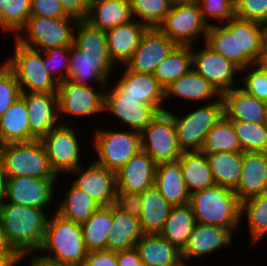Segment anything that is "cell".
Segmentation results:
<instances>
[{
	"label": "cell",
	"mask_w": 267,
	"mask_h": 266,
	"mask_svg": "<svg viewBox=\"0 0 267 266\" xmlns=\"http://www.w3.org/2000/svg\"><path fill=\"white\" fill-rule=\"evenodd\" d=\"M47 219L44 209L6 201L0 206V221L6 239L11 248L23 258L40 250L45 238Z\"/></svg>",
	"instance_id": "cell-1"
},
{
	"label": "cell",
	"mask_w": 267,
	"mask_h": 266,
	"mask_svg": "<svg viewBox=\"0 0 267 266\" xmlns=\"http://www.w3.org/2000/svg\"><path fill=\"white\" fill-rule=\"evenodd\" d=\"M38 252L43 255L37 257L52 264L83 266L88 250L81 224L64 219L54 212L47 219L45 238Z\"/></svg>",
	"instance_id": "cell-2"
},
{
	"label": "cell",
	"mask_w": 267,
	"mask_h": 266,
	"mask_svg": "<svg viewBox=\"0 0 267 266\" xmlns=\"http://www.w3.org/2000/svg\"><path fill=\"white\" fill-rule=\"evenodd\" d=\"M189 204L198 223L228 228L232 233L242 223L241 203L234 189L216 184L192 193Z\"/></svg>",
	"instance_id": "cell-3"
},
{
	"label": "cell",
	"mask_w": 267,
	"mask_h": 266,
	"mask_svg": "<svg viewBox=\"0 0 267 266\" xmlns=\"http://www.w3.org/2000/svg\"><path fill=\"white\" fill-rule=\"evenodd\" d=\"M0 161L7 177L58 178L41 140L0 146Z\"/></svg>",
	"instance_id": "cell-4"
},
{
	"label": "cell",
	"mask_w": 267,
	"mask_h": 266,
	"mask_svg": "<svg viewBox=\"0 0 267 266\" xmlns=\"http://www.w3.org/2000/svg\"><path fill=\"white\" fill-rule=\"evenodd\" d=\"M14 55L5 64L14 72L21 93H57L59 83L45 69L43 51L24 46L14 39Z\"/></svg>",
	"instance_id": "cell-5"
},
{
	"label": "cell",
	"mask_w": 267,
	"mask_h": 266,
	"mask_svg": "<svg viewBox=\"0 0 267 266\" xmlns=\"http://www.w3.org/2000/svg\"><path fill=\"white\" fill-rule=\"evenodd\" d=\"M77 22L78 20L73 17L30 16L14 37L20 44L39 51L59 46H72Z\"/></svg>",
	"instance_id": "cell-6"
},
{
	"label": "cell",
	"mask_w": 267,
	"mask_h": 266,
	"mask_svg": "<svg viewBox=\"0 0 267 266\" xmlns=\"http://www.w3.org/2000/svg\"><path fill=\"white\" fill-rule=\"evenodd\" d=\"M174 118L178 143L183 152L201 151L207 132L224 115L223 99L201 104L198 109L178 116L168 111Z\"/></svg>",
	"instance_id": "cell-7"
},
{
	"label": "cell",
	"mask_w": 267,
	"mask_h": 266,
	"mask_svg": "<svg viewBox=\"0 0 267 266\" xmlns=\"http://www.w3.org/2000/svg\"><path fill=\"white\" fill-rule=\"evenodd\" d=\"M93 148L98 159L93 160L104 168L117 172L142 149L141 133L137 131L101 130L93 137Z\"/></svg>",
	"instance_id": "cell-8"
},
{
	"label": "cell",
	"mask_w": 267,
	"mask_h": 266,
	"mask_svg": "<svg viewBox=\"0 0 267 266\" xmlns=\"http://www.w3.org/2000/svg\"><path fill=\"white\" fill-rule=\"evenodd\" d=\"M141 145L157 165L180 159L183 151L178 143L174 118L169 112H160L141 132Z\"/></svg>",
	"instance_id": "cell-9"
},
{
	"label": "cell",
	"mask_w": 267,
	"mask_h": 266,
	"mask_svg": "<svg viewBox=\"0 0 267 266\" xmlns=\"http://www.w3.org/2000/svg\"><path fill=\"white\" fill-rule=\"evenodd\" d=\"M93 86L76 84L67 79L59 83L57 92L58 117L61 124H72L73 116L83 118L104 111L106 88L96 91L95 86ZM64 113L71 114L72 117L63 120L61 115Z\"/></svg>",
	"instance_id": "cell-10"
},
{
	"label": "cell",
	"mask_w": 267,
	"mask_h": 266,
	"mask_svg": "<svg viewBox=\"0 0 267 266\" xmlns=\"http://www.w3.org/2000/svg\"><path fill=\"white\" fill-rule=\"evenodd\" d=\"M158 28L179 46H195L193 43L201 34L206 41L208 25L202 19L198 2L178 3L172 4Z\"/></svg>",
	"instance_id": "cell-11"
},
{
	"label": "cell",
	"mask_w": 267,
	"mask_h": 266,
	"mask_svg": "<svg viewBox=\"0 0 267 266\" xmlns=\"http://www.w3.org/2000/svg\"><path fill=\"white\" fill-rule=\"evenodd\" d=\"M51 169L56 175L68 174L81 166V146L70 124L59 123L41 139ZM81 163V164H80Z\"/></svg>",
	"instance_id": "cell-12"
},
{
	"label": "cell",
	"mask_w": 267,
	"mask_h": 266,
	"mask_svg": "<svg viewBox=\"0 0 267 266\" xmlns=\"http://www.w3.org/2000/svg\"><path fill=\"white\" fill-rule=\"evenodd\" d=\"M123 75L110 89L117 97L136 100L140 104L154 105L160 112L167 111L163 107L165 89L160 85L153 74L130 71L125 65Z\"/></svg>",
	"instance_id": "cell-13"
},
{
	"label": "cell",
	"mask_w": 267,
	"mask_h": 266,
	"mask_svg": "<svg viewBox=\"0 0 267 266\" xmlns=\"http://www.w3.org/2000/svg\"><path fill=\"white\" fill-rule=\"evenodd\" d=\"M192 48V68L222 95L236 86V74L240 69L221 54L215 52L206 43L204 48ZM235 76V77H234Z\"/></svg>",
	"instance_id": "cell-14"
},
{
	"label": "cell",
	"mask_w": 267,
	"mask_h": 266,
	"mask_svg": "<svg viewBox=\"0 0 267 266\" xmlns=\"http://www.w3.org/2000/svg\"><path fill=\"white\" fill-rule=\"evenodd\" d=\"M56 179L58 178L7 177L6 202L45 210L55 197Z\"/></svg>",
	"instance_id": "cell-15"
},
{
	"label": "cell",
	"mask_w": 267,
	"mask_h": 266,
	"mask_svg": "<svg viewBox=\"0 0 267 266\" xmlns=\"http://www.w3.org/2000/svg\"><path fill=\"white\" fill-rule=\"evenodd\" d=\"M177 46L159 28H148L125 66L133 72L154 74L157 65Z\"/></svg>",
	"instance_id": "cell-16"
},
{
	"label": "cell",
	"mask_w": 267,
	"mask_h": 266,
	"mask_svg": "<svg viewBox=\"0 0 267 266\" xmlns=\"http://www.w3.org/2000/svg\"><path fill=\"white\" fill-rule=\"evenodd\" d=\"M68 174L76 176L72 184L85 191L100 206L114 205L117 191L116 172L93 161L87 169H83L81 165Z\"/></svg>",
	"instance_id": "cell-17"
},
{
	"label": "cell",
	"mask_w": 267,
	"mask_h": 266,
	"mask_svg": "<svg viewBox=\"0 0 267 266\" xmlns=\"http://www.w3.org/2000/svg\"><path fill=\"white\" fill-rule=\"evenodd\" d=\"M233 234L228 228L197 222L181 251L183 263H187L192 258L212 255L225 246L229 247Z\"/></svg>",
	"instance_id": "cell-18"
},
{
	"label": "cell",
	"mask_w": 267,
	"mask_h": 266,
	"mask_svg": "<svg viewBox=\"0 0 267 266\" xmlns=\"http://www.w3.org/2000/svg\"><path fill=\"white\" fill-rule=\"evenodd\" d=\"M26 103L31 136L41 140L59 122L57 93H21Z\"/></svg>",
	"instance_id": "cell-19"
},
{
	"label": "cell",
	"mask_w": 267,
	"mask_h": 266,
	"mask_svg": "<svg viewBox=\"0 0 267 266\" xmlns=\"http://www.w3.org/2000/svg\"><path fill=\"white\" fill-rule=\"evenodd\" d=\"M105 92L104 112L110 111L130 130L141 133L160 113L154 105L140 104L136 100L117 97L108 85Z\"/></svg>",
	"instance_id": "cell-20"
},
{
	"label": "cell",
	"mask_w": 267,
	"mask_h": 266,
	"mask_svg": "<svg viewBox=\"0 0 267 266\" xmlns=\"http://www.w3.org/2000/svg\"><path fill=\"white\" fill-rule=\"evenodd\" d=\"M157 164L142 149L116 172L117 191L143 193L154 186Z\"/></svg>",
	"instance_id": "cell-21"
},
{
	"label": "cell",
	"mask_w": 267,
	"mask_h": 266,
	"mask_svg": "<svg viewBox=\"0 0 267 266\" xmlns=\"http://www.w3.org/2000/svg\"><path fill=\"white\" fill-rule=\"evenodd\" d=\"M234 192L240 203L267 192V153L242 152V172Z\"/></svg>",
	"instance_id": "cell-22"
},
{
	"label": "cell",
	"mask_w": 267,
	"mask_h": 266,
	"mask_svg": "<svg viewBox=\"0 0 267 266\" xmlns=\"http://www.w3.org/2000/svg\"><path fill=\"white\" fill-rule=\"evenodd\" d=\"M222 99L223 113L228 120L267 123V103L246 92L242 86L223 93Z\"/></svg>",
	"instance_id": "cell-23"
},
{
	"label": "cell",
	"mask_w": 267,
	"mask_h": 266,
	"mask_svg": "<svg viewBox=\"0 0 267 266\" xmlns=\"http://www.w3.org/2000/svg\"><path fill=\"white\" fill-rule=\"evenodd\" d=\"M147 29V26L132 19L106 31L109 55L116 65H125L132 57Z\"/></svg>",
	"instance_id": "cell-24"
},
{
	"label": "cell",
	"mask_w": 267,
	"mask_h": 266,
	"mask_svg": "<svg viewBox=\"0 0 267 266\" xmlns=\"http://www.w3.org/2000/svg\"><path fill=\"white\" fill-rule=\"evenodd\" d=\"M75 31L73 46L84 55L88 63L115 64L109 55L106 31L86 20H78Z\"/></svg>",
	"instance_id": "cell-25"
},
{
	"label": "cell",
	"mask_w": 267,
	"mask_h": 266,
	"mask_svg": "<svg viewBox=\"0 0 267 266\" xmlns=\"http://www.w3.org/2000/svg\"><path fill=\"white\" fill-rule=\"evenodd\" d=\"M265 24L236 17L237 67L259 63Z\"/></svg>",
	"instance_id": "cell-26"
},
{
	"label": "cell",
	"mask_w": 267,
	"mask_h": 266,
	"mask_svg": "<svg viewBox=\"0 0 267 266\" xmlns=\"http://www.w3.org/2000/svg\"><path fill=\"white\" fill-rule=\"evenodd\" d=\"M134 248L143 266H180L183 263L181 251L160 234H144Z\"/></svg>",
	"instance_id": "cell-27"
},
{
	"label": "cell",
	"mask_w": 267,
	"mask_h": 266,
	"mask_svg": "<svg viewBox=\"0 0 267 266\" xmlns=\"http://www.w3.org/2000/svg\"><path fill=\"white\" fill-rule=\"evenodd\" d=\"M154 186L172 206L190 203L191 194L183 179L179 161L158 164L155 170Z\"/></svg>",
	"instance_id": "cell-28"
},
{
	"label": "cell",
	"mask_w": 267,
	"mask_h": 266,
	"mask_svg": "<svg viewBox=\"0 0 267 266\" xmlns=\"http://www.w3.org/2000/svg\"><path fill=\"white\" fill-rule=\"evenodd\" d=\"M172 96L201 103L222 97L216 88L193 68L165 88V100H170Z\"/></svg>",
	"instance_id": "cell-29"
},
{
	"label": "cell",
	"mask_w": 267,
	"mask_h": 266,
	"mask_svg": "<svg viewBox=\"0 0 267 266\" xmlns=\"http://www.w3.org/2000/svg\"><path fill=\"white\" fill-rule=\"evenodd\" d=\"M34 140L30 133L26 103L24 98L20 96L0 117V146Z\"/></svg>",
	"instance_id": "cell-30"
},
{
	"label": "cell",
	"mask_w": 267,
	"mask_h": 266,
	"mask_svg": "<svg viewBox=\"0 0 267 266\" xmlns=\"http://www.w3.org/2000/svg\"><path fill=\"white\" fill-rule=\"evenodd\" d=\"M132 19L130 0H91L86 21L107 31Z\"/></svg>",
	"instance_id": "cell-31"
},
{
	"label": "cell",
	"mask_w": 267,
	"mask_h": 266,
	"mask_svg": "<svg viewBox=\"0 0 267 266\" xmlns=\"http://www.w3.org/2000/svg\"><path fill=\"white\" fill-rule=\"evenodd\" d=\"M116 64H91L73 45L70 46V64L67 80L76 84L90 85L92 82L98 88H107L108 80ZM110 75V76H109ZM92 80V81H91ZM97 82V83H96Z\"/></svg>",
	"instance_id": "cell-32"
},
{
	"label": "cell",
	"mask_w": 267,
	"mask_h": 266,
	"mask_svg": "<svg viewBox=\"0 0 267 266\" xmlns=\"http://www.w3.org/2000/svg\"><path fill=\"white\" fill-rule=\"evenodd\" d=\"M112 227L107 240V250L118 252L134 248L145 234L140 220L120 211L112 205Z\"/></svg>",
	"instance_id": "cell-33"
},
{
	"label": "cell",
	"mask_w": 267,
	"mask_h": 266,
	"mask_svg": "<svg viewBox=\"0 0 267 266\" xmlns=\"http://www.w3.org/2000/svg\"><path fill=\"white\" fill-rule=\"evenodd\" d=\"M142 210L140 223L145 234H159L169 216L172 205L155 186L140 193Z\"/></svg>",
	"instance_id": "cell-34"
},
{
	"label": "cell",
	"mask_w": 267,
	"mask_h": 266,
	"mask_svg": "<svg viewBox=\"0 0 267 266\" xmlns=\"http://www.w3.org/2000/svg\"><path fill=\"white\" fill-rule=\"evenodd\" d=\"M178 161L190 194L216 185L206 154L201 151L183 152Z\"/></svg>",
	"instance_id": "cell-35"
},
{
	"label": "cell",
	"mask_w": 267,
	"mask_h": 266,
	"mask_svg": "<svg viewBox=\"0 0 267 266\" xmlns=\"http://www.w3.org/2000/svg\"><path fill=\"white\" fill-rule=\"evenodd\" d=\"M196 223L190 204L172 206L165 226L159 234L182 251Z\"/></svg>",
	"instance_id": "cell-36"
},
{
	"label": "cell",
	"mask_w": 267,
	"mask_h": 266,
	"mask_svg": "<svg viewBox=\"0 0 267 266\" xmlns=\"http://www.w3.org/2000/svg\"><path fill=\"white\" fill-rule=\"evenodd\" d=\"M112 223V205H110L100 206L88 221L81 224L88 252L107 250Z\"/></svg>",
	"instance_id": "cell-37"
},
{
	"label": "cell",
	"mask_w": 267,
	"mask_h": 266,
	"mask_svg": "<svg viewBox=\"0 0 267 266\" xmlns=\"http://www.w3.org/2000/svg\"><path fill=\"white\" fill-rule=\"evenodd\" d=\"M65 198L60 201L56 213L64 219L83 224L100 207L85 191L70 185Z\"/></svg>",
	"instance_id": "cell-38"
},
{
	"label": "cell",
	"mask_w": 267,
	"mask_h": 266,
	"mask_svg": "<svg viewBox=\"0 0 267 266\" xmlns=\"http://www.w3.org/2000/svg\"><path fill=\"white\" fill-rule=\"evenodd\" d=\"M217 185L235 189L242 172V152L206 154Z\"/></svg>",
	"instance_id": "cell-39"
},
{
	"label": "cell",
	"mask_w": 267,
	"mask_h": 266,
	"mask_svg": "<svg viewBox=\"0 0 267 266\" xmlns=\"http://www.w3.org/2000/svg\"><path fill=\"white\" fill-rule=\"evenodd\" d=\"M192 69V46H177L156 68L154 77L165 89Z\"/></svg>",
	"instance_id": "cell-40"
},
{
	"label": "cell",
	"mask_w": 267,
	"mask_h": 266,
	"mask_svg": "<svg viewBox=\"0 0 267 266\" xmlns=\"http://www.w3.org/2000/svg\"><path fill=\"white\" fill-rule=\"evenodd\" d=\"M201 152L204 154L218 152H243L233 127V123L224 115L207 132Z\"/></svg>",
	"instance_id": "cell-41"
},
{
	"label": "cell",
	"mask_w": 267,
	"mask_h": 266,
	"mask_svg": "<svg viewBox=\"0 0 267 266\" xmlns=\"http://www.w3.org/2000/svg\"><path fill=\"white\" fill-rule=\"evenodd\" d=\"M205 43L237 66L236 16L222 26H208Z\"/></svg>",
	"instance_id": "cell-42"
},
{
	"label": "cell",
	"mask_w": 267,
	"mask_h": 266,
	"mask_svg": "<svg viewBox=\"0 0 267 266\" xmlns=\"http://www.w3.org/2000/svg\"><path fill=\"white\" fill-rule=\"evenodd\" d=\"M241 218L246 215L251 237V246L267 234V192L241 203Z\"/></svg>",
	"instance_id": "cell-43"
},
{
	"label": "cell",
	"mask_w": 267,
	"mask_h": 266,
	"mask_svg": "<svg viewBox=\"0 0 267 266\" xmlns=\"http://www.w3.org/2000/svg\"><path fill=\"white\" fill-rule=\"evenodd\" d=\"M130 3L132 18L148 28H158L172 7L171 0H130Z\"/></svg>",
	"instance_id": "cell-44"
},
{
	"label": "cell",
	"mask_w": 267,
	"mask_h": 266,
	"mask_svg": "<svg viewBox=\"0 0 267 266\" xmlns=\"http://www.w3.org/2000/svg\"><path fill=\"white\" fill-rule=\"evenodd\" d=\"M31 16V0H0V27L15 36Z\"/></svg>",
	"instance_id": "cell-45"
},
{
	"label": "cell",
	"mask_w": 267,
	"mask_h": 266,
	"mask_svg": "<svg viewBox=\"0 0 267 266\" xmlns=\"http://www.w3.org/2000/svg\"><path fill=\"white\" fill-rule=\"evenodd\" d=\"M233 123L243 152L267 153V124H256L240 120Z\"/></svg>",
	"instance_id": "cell-46"
},
{
	"label": "cell",
	"mask_w": 267,
	"mask_h": 266,
	"mask_svg": "<svg viewBox=\"0 0 267 266\" xmlns=\"http://www.w3.org/2000/svg\"><path fill=\"white\" fill-rule=\"evenodd\" d=\"M243 71L248 72L239 77V86L241 83L246 92L267 103V69L261 63H253L240 70Z\"/></svg>",
	"instance_id": "cell-47"
},
{
	"label": "cell",
	"mask_w": 267,
	"mask_h": 266,
	"mask_svg": "<svg viewBox=\"0 0 267 266\" xmlns=\"http://www.w3.org/2000/svg\"><path fill=\"white\" fill-rule=\"evenodd\" d=\"M43 63L45 69L58 83L67 79L70 64V46H59L43 51Z\"/></svg>",
	"instance_id": "cell-48"
},
{
	"label": "cell",
	"mask_w": 267,
	"mask_h": 266,
	"mask_svg": "<svg viewBox=\"0 0 267 266\" xmlns=\"http://www.w3.org/2000/svg\"><path fill=\"white\" fill-rule=\"evenodd\" d=\"M198 4L208 26L216 24L209 22L212 19L222 25L235 16V0H198Z\"/></svg>",
	"instance_id": "cell-49"
},
{
	"label": "cell",
	"mask_w": 267,
	"mask_h": 266,
	"mask_svg": "<svg viewBox=\"0 0 267 266\" xmlns=\"http://www.w3.org/2000/svg\"><path fill=\"white\" fill-rule=\"evenodd\" d=\"M20 96L21 91L14 72L5 62H2L0 64V117Z\"/></svg>",
	"instance_id": "cell-50"
},
{
	"label": "cell",
	"mask_w": 267,
	"mask_h": 266,
	"mask_svg": "<svg viewBox=\"0 0 267 266\" xmlns=\"http://www.w3.org/2000/svg\"><path fill=\"white\" fill-rule=\"evenodd\" d=\"M235 16L267 24V0H235Z\"/></svg>",
	"instance_id": "cell-51"
},
{
	"label": "cell",
	"mask_w": 267,
	"mask_h": 266,
	"mask_svg": "<svg viewBox=\"0 0 267 266\" xmlns=\"http://www.w3.org/2000/svg\"><path fill=\"white\" fill-rule=\"evenodd\" d=\"M114 206L129 216L140 218L142 205L139 193L116 191Z\"/></svg>",
	"instance_id": "cell-52"
},
{
	"label": "cell",
	"mask_w": 267,
	"mask_h": 266,
	"mask_svg": "<svg viewBox=\"0 0 267 266\" xmlns=\"http://www.w3.org/2000/svg\"><path fill=\"white\" fill-rule=\"evenodd\" d=\"M31 16L65 18L68 16L60 0H31Z\"/></svg>",
	"instance_id": "cell-53"
},
{
	"label": "cell",
	"mask_w": 267,
	"mask_h": 266,
	"mask_svg": "<svg viewBox=\"0 0 267 266\" xmlns=\"http://www.w3.org/2000/svg\"><path fill=\"white\" fill-rule=\"evenodd\" d=\"M83 266H118L117 252L110 250L88 252Z\"/></svg>",
	"instance_id": "cell-54"
},
{
	"label": "cell",
	"mask_w": 267,
	"mask_h": 266,
	"mask_svg": "<svg viewBox=\"0 0 267 266\" xmlns=\"http://www.w3.org/2000/svg\"><path fill=\"white\" fill-rule=\"evenodd\" d=\"M65 13L77 20H86L91 0H60Z\"/></svg>",
	"instance_id": "cell-55"
},
{
	"label": "cell",
	"mask_w": 267,
	"mask_h": 266,
	"mask_svg": "<svg viewBox=\"0 0 267 266\" xmlns=\"http://www.w3.org/2000/svg\"><path fill=\"white\" fill-rule=\"evenodd\" d=\"M118 266H143L135 248L117 252Z\"/></svg>",
	"instance_id": "cell-56"
},
{
	"label": "cell",
	"mask_w": 267,
	"mask_h": 266,
	"mask_svg": "<svg viewBox=\"0 0 267 266\" xmlns=\"http://www.w3.org/2000/svg\"><path fill=\"white\" fill-rule=\"evenodd\" d=\"M23 256L17 251H0V266H16Z\"/></svg>",
	"instance_id": "cell-57"
},
{
	"label": "cell",
	"mask_w": 267,
	"mask_h": 266,
	"mask_svg": "<svg viewBox=\"0 0 267 266\" xmlns=\"http://www.w3.org/2000/svg\"><path fill=\"white\" fill-rule=\"evenodd\" d=\"M7 176L0 161V206L6 201Z\"/></svg>",
	"instance_id": "cell-58"
},
{
	"label": "cell",
	"mask_w": 267,
	"mask_h": 266,
	"mask_svg": "<svg viewBox=\"0 0 267 266\" xmlns=\"http://www.w3.org/2000/svg\"><path fill=\"white\" fill-rule=\"evenodd\" d=\"M0 251H16L9 245L0 221Z\"/></svg>",
	"instance_id": "cell-59"
},
{
	"label": "cell",
	"mask_w": 267,
	"mask_h": 266,
	"mask_svg": "<svg viewBox=\"0 0 267 266\" xmlns=\"http://www.w3.org/2000/svg\"><path fill=\"white\" fill-rule=\"evenodd\" d=\"M31 262L29 266H61V265H56V264H52L50 262H47L45 260L40 259L39 257H37V254H31Z\"/></svg>",
	"instance_id": "cell-60"
},
{
	"label": "cell",
	"mask_w": 267,
	"mask_h": 266,
	"mask_svg": "<svg viewBox=\"0 0 267 266\" xmlns=\"http://www.w3.org/2000/svg\"><path fill=\"white\" fill-rule=\"evenodd\" d=\"M260 61H267V24L264 26L262 55Z\"/></svg>",
	"instance_id": "cell-61"
},
{
	"label": "cell",
	"mask_w": 267,
	"mask_h": 266,
	"mask_svg": "<svg viewBox=\"0 0 267 266\" xmlns=\"http://www.w3.org/2000/svg\"><path fill=\"white\" fill-rule=\"evenodd\" d=\"M172 4H178V3H195L198 2V0H171Z\"/></svg>",
	"instance_id": "cell-62"
},
{
	"label": "cell",
	"mask_w": 267,
	"mask_h": 266,
	"mask_svg": "<svg viewBox=\"0 0 267 266\" xmlns=\"http://www.w3.org/2000/svg\"><path fill=\"white\" fill-rule=\"evenodd\" d=\"M259 63L263 64L264 67L267 69V61H260Z\"/></svg>",
	"instance_id": "cell-63"
},
{
	"label": "cell",
	"mask_w": 267,
	"mask_h": 266,
	"mask_svg": "<svg viewBox=\"0 0 267 266\" xmlns=\"http://www.w3.org/2000/svg\"><path fill=\"white\" fill-rule=\"evenodd\" d=\"M180 266H187V263H182ZM189 266V265H188Z\"/></svg>",
	"instance_id": "cell-64"
}]
</instances>
